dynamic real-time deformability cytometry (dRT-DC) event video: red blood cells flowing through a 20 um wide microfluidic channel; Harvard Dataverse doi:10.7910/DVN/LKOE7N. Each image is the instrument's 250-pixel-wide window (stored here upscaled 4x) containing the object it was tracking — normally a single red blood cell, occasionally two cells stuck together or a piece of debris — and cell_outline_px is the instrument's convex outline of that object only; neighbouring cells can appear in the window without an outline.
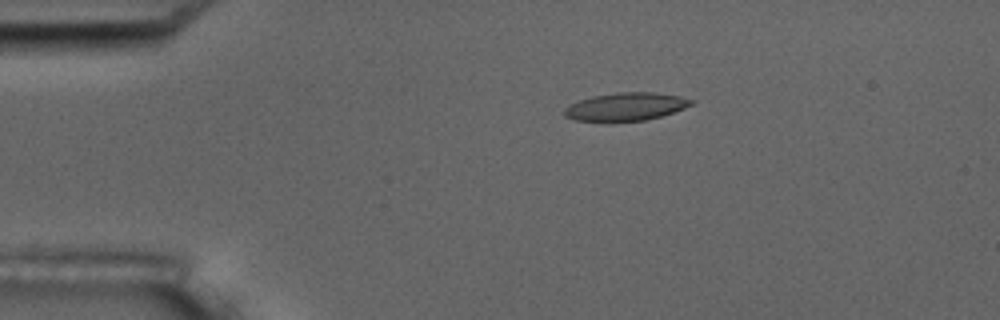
{"species": "common noctule bat (a hibernating species)", "species_latin": "Nyctalus noctula", "temperature_condition": "room temperature", "stored_images_in_passage": 7, "camera_frame_rate_fps": 3000, "um_per_image_px": 0.085, "animal": {"sex": "male", "body_mass_g": 17.5, "forearm_length_mm": 52.3}, "frame": {"image": 1, "passage_image": 4, "time_ms": 3.333, "image_size_px": [1000, 320], "cell_outline_px": [[696, 100], [692, 104], [684, 108], [660, 116], [644, 120], [608, 124], [576, 120], [564, 116], [564, 108], [580, 100], [592, 96], [616, 92], [656, 92], [680, 96]], "centroid_in_image_um": [53.16, 9.09], "position_along_channel_um": 31.8, "area_um2": 21.27}}
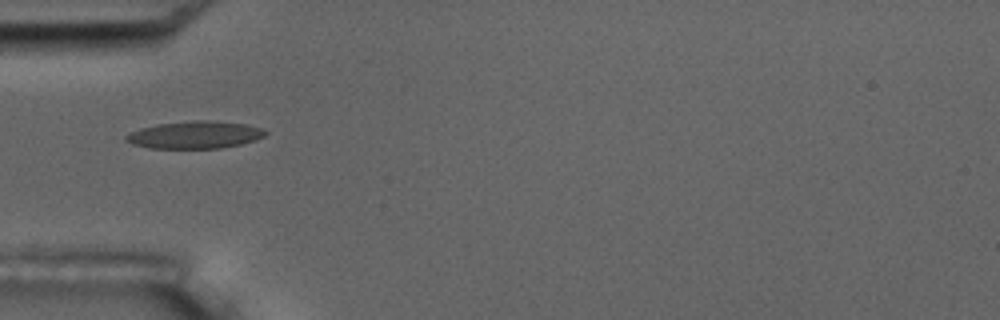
{"frame": {"image": 2, "passage_image": 5, "time_ms": 5.667, "image_size_px": [1000, 320], "cell_outline_px": [[268, 132], [264, 136], [256, 140], [240, 144], [220, 148], [148, 148], [132, 144], [124, 140], [124, 136], [140, 128], [156, 124], [196, 120], [208, 120], [244, 124], [260, 128]], "centroid_in_image_um": [16.53, 11.46], "position_along_channel_um": 68.5, "area_um2": 22.14}}